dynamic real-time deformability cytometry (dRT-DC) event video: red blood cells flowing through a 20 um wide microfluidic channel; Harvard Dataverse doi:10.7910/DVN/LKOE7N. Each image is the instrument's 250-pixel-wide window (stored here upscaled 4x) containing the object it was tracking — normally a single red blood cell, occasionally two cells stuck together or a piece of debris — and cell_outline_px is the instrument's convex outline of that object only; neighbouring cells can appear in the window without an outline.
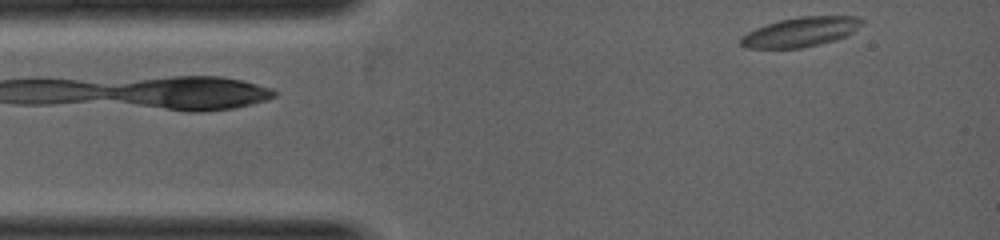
{"species": "common noctule bat (a hibernating species)", "species_latin": "Nyctalus noctula", "temperature_condition": "warm", "stored_images_in_passage": 3, "camera_frame_rate_fps": 5000, "um_per_image_px": 0.085, "animal": {"sex": "female", "body_mass_g": 19.0, "forearm_length_mm": 53.3}, "frame": {"image": 1, "passage_image": 1, "time_ms": 0.0, "image_size_px": [1000, 240], "cell_outline_px": [[864, 20], [848, 36], [800, 48], [744, 48], [740, 44], [740, 36], [756, 28], [780, 20], [800, 16], [856, 16]], "centroid_in_image_um": [68.01, 2.71], "position_along_channel_um": 17.0, "area_um2": 20.58}}